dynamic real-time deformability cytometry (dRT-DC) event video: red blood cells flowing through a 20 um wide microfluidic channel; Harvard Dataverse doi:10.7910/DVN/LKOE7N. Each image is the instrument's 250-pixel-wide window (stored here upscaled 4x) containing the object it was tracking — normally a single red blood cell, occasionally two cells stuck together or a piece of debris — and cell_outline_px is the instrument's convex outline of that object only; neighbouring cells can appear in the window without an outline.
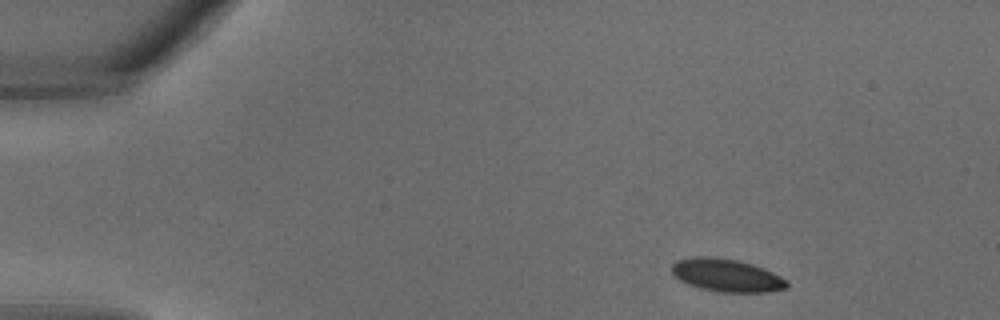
{"species": "common noctule bat (a hibernating species)", "species_latin": "Nyctalus noctula", "temperature_condition": "warm", "stored_images_in_passage": 31, "camera_frame_rate_fps": 3000, "um_per_image_px": 0.085, "animal": {"sex": "male", "body_mass_g": 18.8}, "frame": {"image": 1, "passage_image": 2, "time_ms": 0.333, "image_size_px": [1000, 320], "cell_outline_px": [[788, 288], [764, 292], [720, 292], [700, 288], [680, 280], [672, 272], [672, 264], [676, 260], [692, 256], [712, 256], [736, 260], [752, 264], [764, 268], [788, 280]], "centroid_in_image_um": [61.77, 23.39], "position_along_channel_um": 23.2, "area_um2": 22.02}}
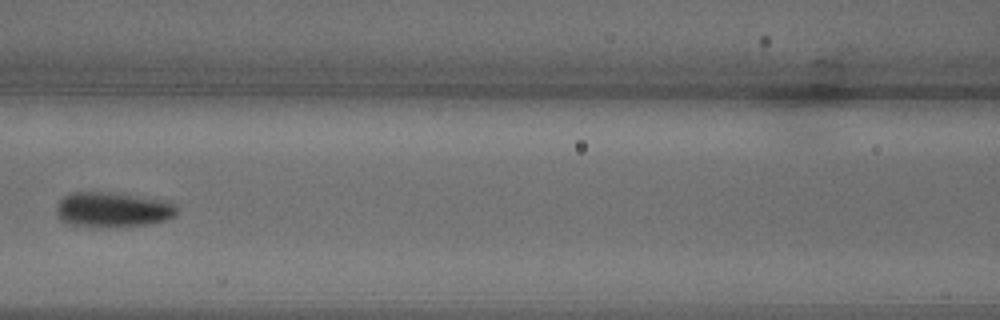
{"frame": {"image": 2, "passage_image": 13, "time_ms": 4.0, "image_size_px": [1000, 320], "cell_outline_px": [[180, 208], [176, 216], [168, 220], [148, 224], [92, 228], [72, 224], [60, 220], [56, 216], [56, 204], [64, 196], [72, 192], [112, 192], [168, 200], [176, 204]], "centroid_in_image_um": [9.62, 17.82], "position_along_channel_um": 157.0, "area_um2": 25.26}}
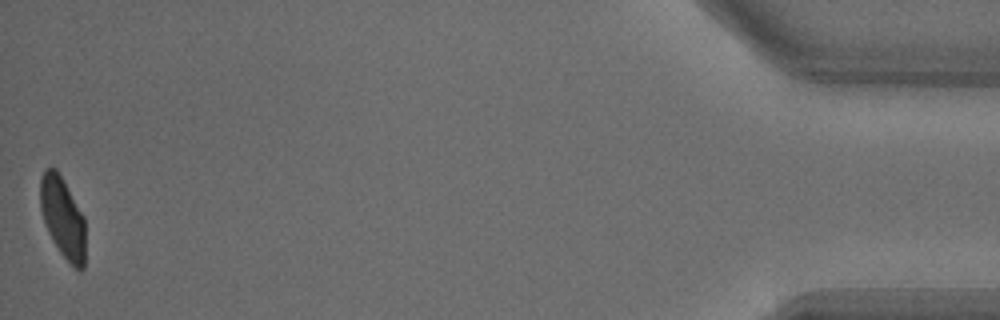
{"frame": {"image": 3, "passage_image": 31, "time_ms": 10.0, "image_size_px": [1000, 320], "cell_outline_px": [[84, 268], [80, 272], [60, 252], [52, 240], [48, 232], [40, 208], [40, 180], [44, 168], [56, 168], [84, 216]], "centroid_in_image_um": [5.32, 18.47], "position_along_channel_um": 429.9, "area_um2": 20.98}}